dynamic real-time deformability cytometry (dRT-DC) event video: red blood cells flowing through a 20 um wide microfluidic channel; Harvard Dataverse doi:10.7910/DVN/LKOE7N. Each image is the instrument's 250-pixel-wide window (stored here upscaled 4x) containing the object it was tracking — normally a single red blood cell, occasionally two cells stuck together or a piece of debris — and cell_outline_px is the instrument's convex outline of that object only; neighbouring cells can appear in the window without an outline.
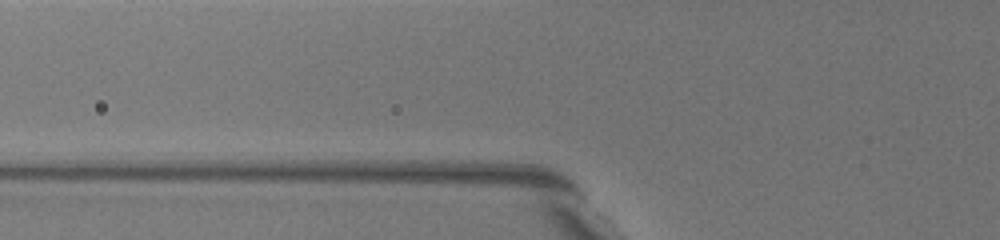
{"species": "common noctule bat (a hibernating species)", "species_latin": "Nyctalus noctula", "temperature_condition": "warm", "stored_images_in_passage": 5, "camera_frame_rate_fps": 3000, "um_per_image_px": 0.085, "animal": {"sex": "female", "body_mass_g": 19.5, "forearm_length_mm": 54.1}, "frame": {"image": 1, "passage_image": 2, "time_ms": 0.333, "image_size_px": [1000, 240], "cell_outline_px": [[660, 204], [652, 208], [648, 208], [600, 168], [596, 164], [584, 144], [600, 136], [624, 156], [656, 196]], "centroid_in_image_um": [52.78, 14.53], "position_along_channel_um": 73.0, "area_um2": 13.29}}